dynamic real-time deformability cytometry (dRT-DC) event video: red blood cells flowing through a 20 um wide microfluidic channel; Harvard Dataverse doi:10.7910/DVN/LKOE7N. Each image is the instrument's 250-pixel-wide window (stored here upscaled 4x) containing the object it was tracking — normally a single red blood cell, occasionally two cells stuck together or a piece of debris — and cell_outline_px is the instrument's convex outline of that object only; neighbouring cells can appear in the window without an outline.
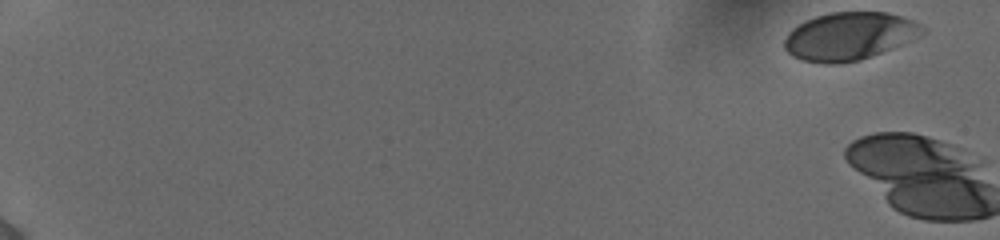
{"species": "human", "species_latin": "Homo sapiens", "temperature_condition": "cold", "stored_images_in_passage": 3, "camera_frame_rate_fps": 3000, "um_per_image_px": 0.085, "donor": {"sex": "female"}, "frame": {"image": 1, "passage_image": 1, "time_ms": 0.0, "image_size_px": [1000, 240], "cell_outline_px": [[928, 32], [892, 48], [860, 60], [840, 64], [824, 64], [800, 60], [792, 56], [784, 48], [784, 40], [788, 32], [792, 28], [816, 16], [832, 12], [888, 12], [912, 20], [920, 24]], "centroid_in_image_um": [72.18, 3.09], "position_along_channel_um": 12.8, "area_um2": 38.49}}